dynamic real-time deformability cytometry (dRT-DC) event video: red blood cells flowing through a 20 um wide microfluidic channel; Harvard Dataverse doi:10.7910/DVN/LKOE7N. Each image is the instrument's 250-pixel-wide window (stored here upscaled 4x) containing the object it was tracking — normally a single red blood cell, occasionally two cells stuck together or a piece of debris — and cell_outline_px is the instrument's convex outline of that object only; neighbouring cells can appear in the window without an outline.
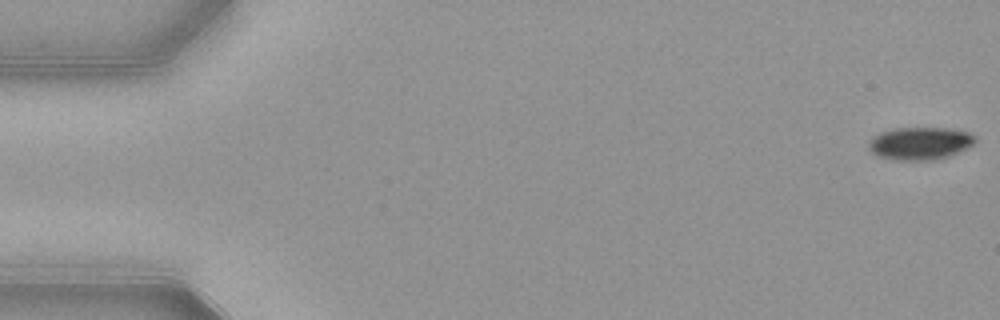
{"species": "common noctule bat (a hibernating species)", "species_latin": "Nyctalus noctula", "temperature_condition": "warm", "stored_images_in_passage": 10, "camera_frame_rate_fps": 3000, "um_per_image_px": 0.085, "animal": {"sex": "female", "body_mass_g": 21.9}, "frame": {"image": 1, "passage_image": 1, "time_ms": 0.0, "image_size_px": [1000, 320], "cell_outline_px": [[976, 140], [972, 144], [948, 156], [936, 160], [896, 160], [880, 156], [872, 152], [868, 148], [868, 144], [872, 136], [880, 132], [892, 128], [948, 128], [968, 132], [976, 136]], "centroid_in_image_um": [78.16, 12.17], "position_along_channel_um": 6.8, "area_um2": 20.17}}